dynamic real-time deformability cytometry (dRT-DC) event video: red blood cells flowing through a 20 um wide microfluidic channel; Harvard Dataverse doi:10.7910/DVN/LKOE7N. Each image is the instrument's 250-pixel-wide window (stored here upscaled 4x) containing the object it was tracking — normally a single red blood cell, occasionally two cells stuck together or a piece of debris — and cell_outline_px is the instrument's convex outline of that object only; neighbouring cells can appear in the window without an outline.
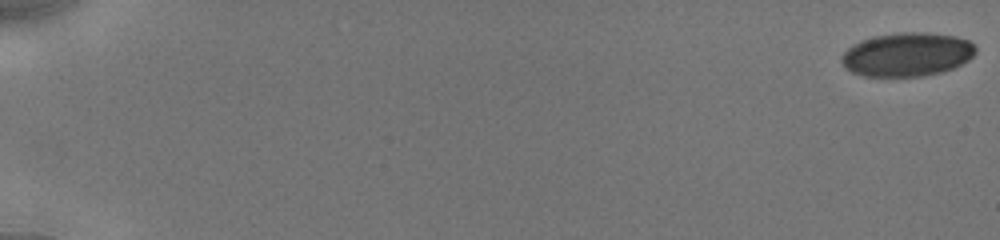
{"species": "human", "species_latin": "Homo sapiens", "temperature_condition": "cold", "stored_images_in_passage": 7, "camera_frame_rate_fps": 3000, "um_per_image_px": 0.085, "donor": {"sex": "male"}, "frame": {"image": 1, "passage_image": 1, "time_ms": 0.0, "image_size_px": [1000, 240], "cell_outline_px": [[976, 52], [968, 60], [952, 68], [940, 72], [924, 76], [864, 76], [852, 72], [844, 68], [840, 60], [840, 56], [852, 44], [860, 40], [872, 36], [900, 32], [928, 32], [956, 36], [968, 40], [976, 48]], "centroid_in_image_um": [77.06, 4.62], "position_along_channel_um": 7.9, "area_um2": 34.39}}
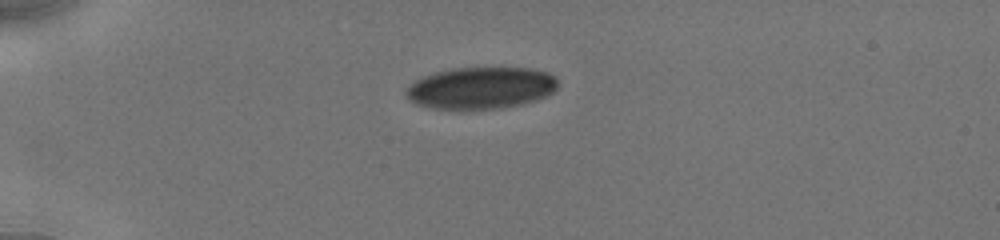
{"frame": {"image": 2, "passage_image": 6, "time_ms": 5.0, "image_size_px": [1000, 240], "cell_outline_px": [[556, 88], [548, 96], [536, 100], [504, 108], [432, 108], [416, 104], [408, 100], [404, 92], [416, 80], [424, 76], [436, 72], [452, 68], [532, 68], [548, 72], [556, 76]], "centroid_in_image_um": [40.89, 7.47], "position_along_channel_um": 44.1, "area_um2": 36.82}}